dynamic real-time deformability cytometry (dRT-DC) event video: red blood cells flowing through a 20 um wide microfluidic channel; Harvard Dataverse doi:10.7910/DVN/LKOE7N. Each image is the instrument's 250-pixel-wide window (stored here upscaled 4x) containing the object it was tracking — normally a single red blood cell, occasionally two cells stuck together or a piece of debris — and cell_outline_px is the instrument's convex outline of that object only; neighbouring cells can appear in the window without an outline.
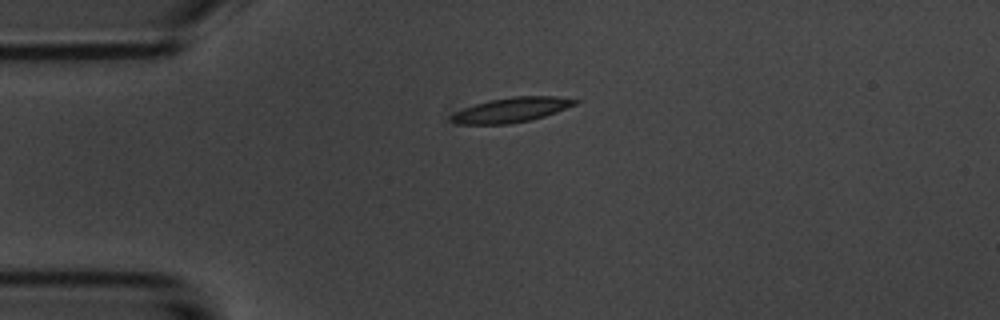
{"species": "common noctule bat (a hibernating species)", "species_latin": "Nyctalus noctula", "temperature_condition": "room temperature", "stored_images_in_passage": 4, "camera_frame_rate_fps": 3000, "um_per_image_px": 0.085, "animal": {"sex": "male", "body_mass_g": 20.1, "forearm_length_mm": 53.5}, "frame": {"image": 1, "passage_image": 3, "time_ms": 3.333, "image_size_px": [1000, 320], "cell_outline_px": [[580, 100], [576, 104], [556, 112], [544, 116], [528, 120], [508, 124], [456, 124], [452, 120], [452, 116], [456, 112], [464, 108], [488, 100], [512, 96], [556, 96]], "centroid_in_image_um": [43.5, 9.33], "position_along_channel_um": 41.5, "area_um2": 17.63}}